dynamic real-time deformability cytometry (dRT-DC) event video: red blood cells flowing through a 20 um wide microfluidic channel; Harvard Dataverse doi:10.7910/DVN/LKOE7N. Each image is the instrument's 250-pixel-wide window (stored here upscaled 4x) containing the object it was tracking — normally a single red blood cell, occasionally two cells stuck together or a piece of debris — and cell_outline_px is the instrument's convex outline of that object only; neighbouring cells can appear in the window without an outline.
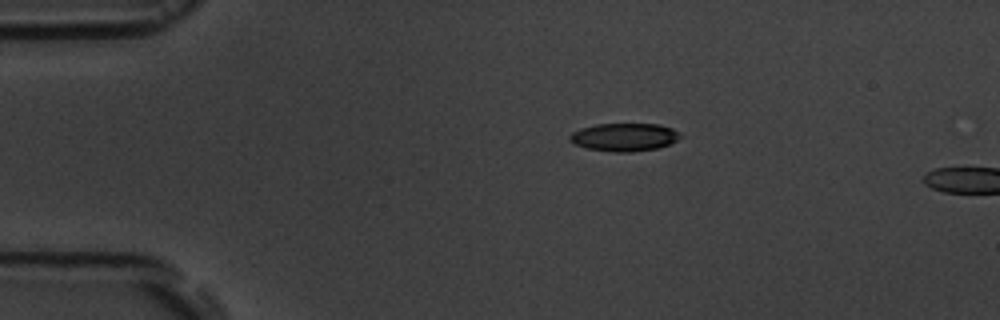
{"species": "common noctule bat (a hibernating species)", "species_latin": "Nyctalus noctula", "temperature_condition": "room temperature", "stored_images_in_passage": 2, "camera_frame_rate_fps": 3000, "um_per_image_px": 0.085, "animal": {"sex": "male", "body_mass_g": 19.5, "forearm_length_mm": 54.6}, "frame": {"image": 1, "passage_image": 1, "time_ms": 0.0, "image_size_px": [1000, 320], "cell_outline_px": [[684, 136], [668, 144], [656, 148], [632, 152], [612, 152], [584, 148], [572, 144], [568, 140], [568, 136], [572, 132], [580, 128], [596, 124], [660, 124], [672, 128]], "centroid_in_image_um": [53.01, 11.66], "position_along_channel_um": 32.0, "area_um2": 18.26}}